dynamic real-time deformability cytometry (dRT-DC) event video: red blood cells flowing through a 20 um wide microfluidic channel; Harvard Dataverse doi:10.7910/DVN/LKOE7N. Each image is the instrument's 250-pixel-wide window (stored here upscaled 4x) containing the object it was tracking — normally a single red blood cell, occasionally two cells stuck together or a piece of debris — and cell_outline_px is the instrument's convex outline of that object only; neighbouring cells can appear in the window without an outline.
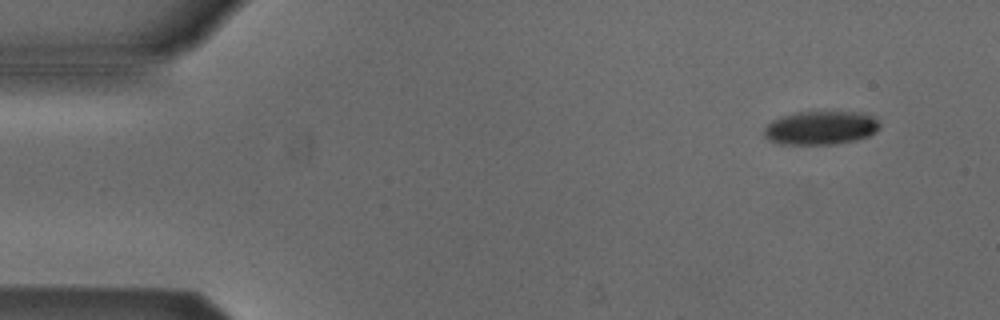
{"species": "Egyptian fruit bat (a non-hibernating species)", "species_latin": "Rousettus aegyptiacus", "temperature_condition": "cold", "stored_images_in_passage": 5, "camera_frame_rate_fps": 3000, "um_per_image_px": 0.085, "animal": {"sex": "male"}, "frame": {"image": 1, "passage_image": 2, "time_ms": 1.333, "image_size_px": [1000, 320], "cell_outline_px": [[880, 128], [876, 132], [868, 136], [856, 140], [832, 144], [780, 144], [764, 136], [764, 128], [772, 120], [796, 112], [864, 112], [876, 116], [880, 124]], "centroid_in_image_um": [69.82, 10.86], "position_along_channel_um": 15.2, "area_um2": 22.72}}
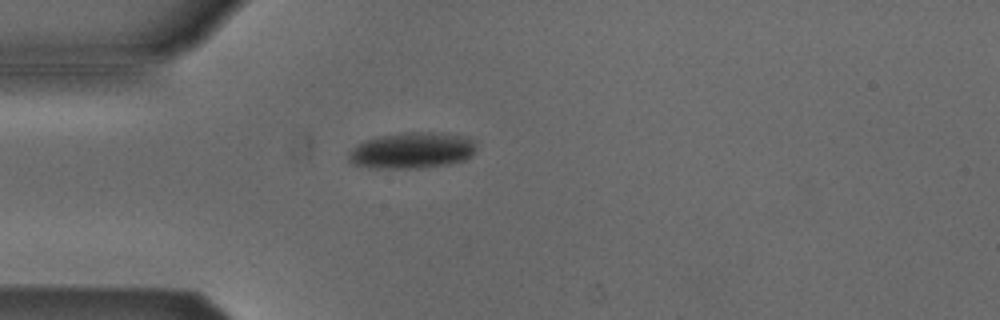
{"frame": {"image": 2, "passage_image": 4, "time_ms": 4.667, "image_size_px": [1000, 320], "cell_outline_px": [[476, 152], [472, 156], [464, 160], [448, 164], [424, 168], [368, 168], [352, 164], [348, 160], [348, 152], [356, 144], [364, 140], [376, 136], [404, 132], [444, 132], [476, 140]], "centroid_in_image_um": [35.0, 12.78], "position_along_channel_um": 50.0, "area_um2": 27.51}}